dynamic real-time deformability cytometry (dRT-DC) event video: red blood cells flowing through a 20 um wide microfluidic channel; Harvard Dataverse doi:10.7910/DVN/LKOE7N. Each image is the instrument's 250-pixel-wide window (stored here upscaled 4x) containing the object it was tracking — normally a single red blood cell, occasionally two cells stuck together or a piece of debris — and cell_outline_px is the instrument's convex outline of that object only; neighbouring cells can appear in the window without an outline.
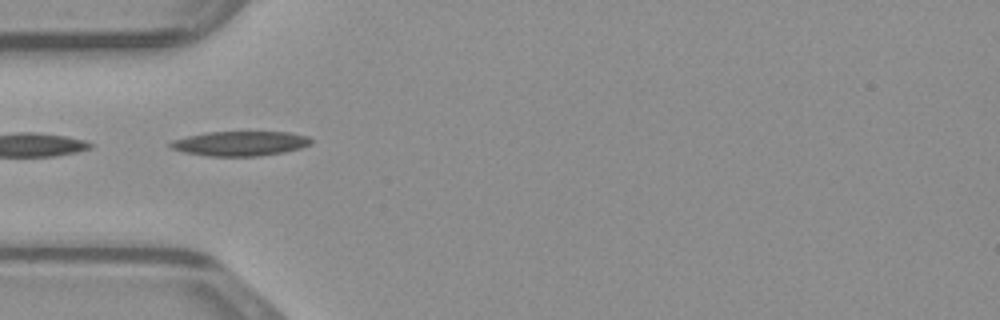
{"species": "common noctule bat (a hibernating species)", "species_latin": "Nyctalus noctula", "temperature_condition": "warm", "stored_images_in_passage": 10, "camera_frame_rate_fps": 3000, "um_per_image_px": 0.085, "animal": {"sex": "male", "body_mass_g": 23.1, "forearm_length_mm": 52.7}, "frame": {"image": 1, "passage_image": 2, "time_ms": 0.333, "image_size_px": [1000, 320], "cell_outline_px": [[312, 144], [300, 148], [284, 152], [256, 156], [208, 156], [184, 152], [172, 148], [168, 144], [172, 140], [204, 132], [288, 132], [308, 136], [312, 140]], "centroid_in_image_um": [20.42, 12.19], "position_along_channel_um": 64.6, "area_um2": 20.17}}
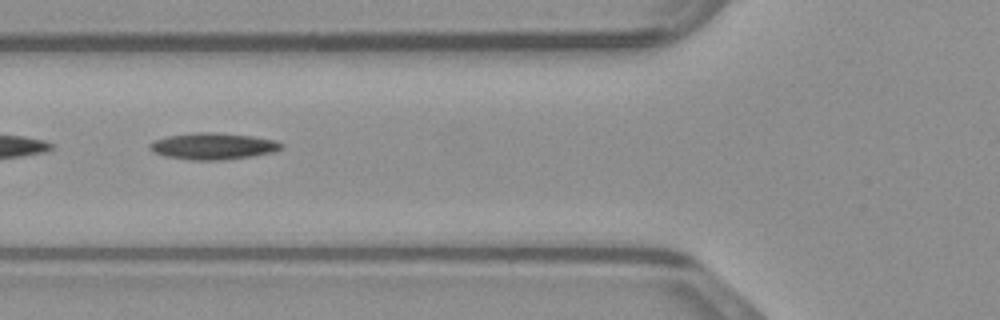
{"frame": {"image": 2, "passage_image": 5, "time_ms": 1.333, "image_size_px": [1000, 320], "cell_outline_px": [[284, 148], [276, 152], [252, 156], [224, 160], [188, 160], [164, 156], [152, 152], [148, 148], [148, 144], [152, 140], [168, 136], [196, 132], [216, 132], [252, 136], [276, 140], [284, 144]], "centroid_in_image_um": [18.11, 12.43], "position_along_channel_um": 107.7, "area_um2": 20.81}}